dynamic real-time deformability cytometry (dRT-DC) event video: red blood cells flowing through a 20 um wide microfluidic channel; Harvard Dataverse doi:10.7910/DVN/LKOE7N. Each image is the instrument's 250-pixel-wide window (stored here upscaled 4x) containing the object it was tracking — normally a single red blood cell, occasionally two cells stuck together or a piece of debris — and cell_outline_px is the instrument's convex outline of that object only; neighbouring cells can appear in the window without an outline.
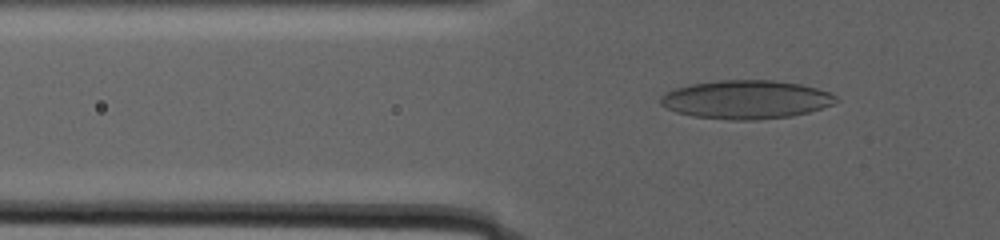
{"species": "human", "species_latin": "Homo sapiens", "temperature_condition": "warm", "stored_images_in_passage": 215, "camera_frame_rate_fps": 3000, "um_per_image_px": 0.085, "donor": {"sex": "male"}, "frame": {"image": 1, "passage_image": 66, "time_ms": 10.333, "image_size_px": [1000, 240], "cell_outline_px": [[840, 100], [832, 104], [808, 112], [792, 116], [756, 120], [732, 120], [692, 116], [676, 112], [660, 104], [660, 96], [664, 92], [688, 84], [716, 80], [772, 80], [800, 84], [816, 88], [828, 92], [836, 96]], "centroid_in_image_um": [63.38, 8.46], "position_along_channel_um": 62.4, "area_um2": 39.54}}
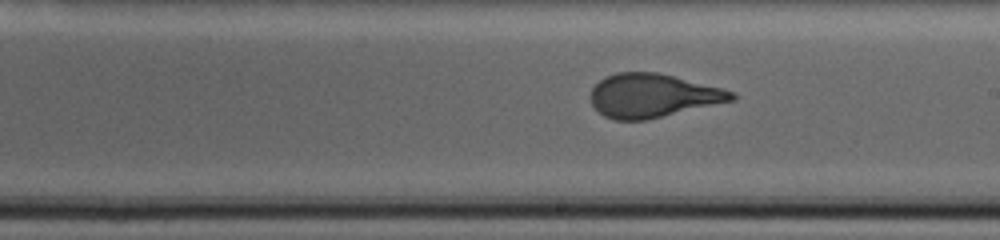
{"frame": {"image": 2, "passage_image": 129, "time_ms": 18.667, "image_size_px": [1000, 240], "cell_outline_px": [[736, 100], [644, 120], [612, 120], [604, 116], [592, 104], [588, 96], [592, 88], [604, 76], [616, 72], [656, 72], [724, 88], [736, 92]], "centroid_in_image_um": [55.47, 8.12], "position_along_channel_um": 233.5, "area_um2": 36.01}}
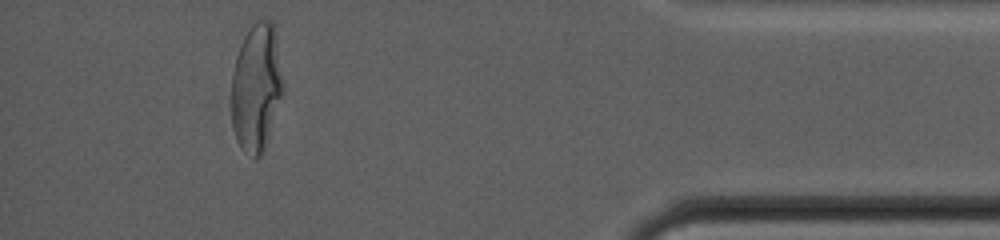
{"frame": {"image": 3, "passage_image": 197, "time_ms": 28.333, "image_size_px": [1000, 240], "cell_outline_px": [[284, 96], [264, 152], [260, 156], [252, 156], [244, 152], [240, 148], [236, 140], [232, 128], [232, 72], [236, 56], [240, 44], [244, 36], [252, 24], [256, 20], [272, 20], [276, 32], [284, 88]], "centroid_in_image_um": [21.82, 7.46], "position_along_channel_um": 413.4, "area_um2": 39.3}}